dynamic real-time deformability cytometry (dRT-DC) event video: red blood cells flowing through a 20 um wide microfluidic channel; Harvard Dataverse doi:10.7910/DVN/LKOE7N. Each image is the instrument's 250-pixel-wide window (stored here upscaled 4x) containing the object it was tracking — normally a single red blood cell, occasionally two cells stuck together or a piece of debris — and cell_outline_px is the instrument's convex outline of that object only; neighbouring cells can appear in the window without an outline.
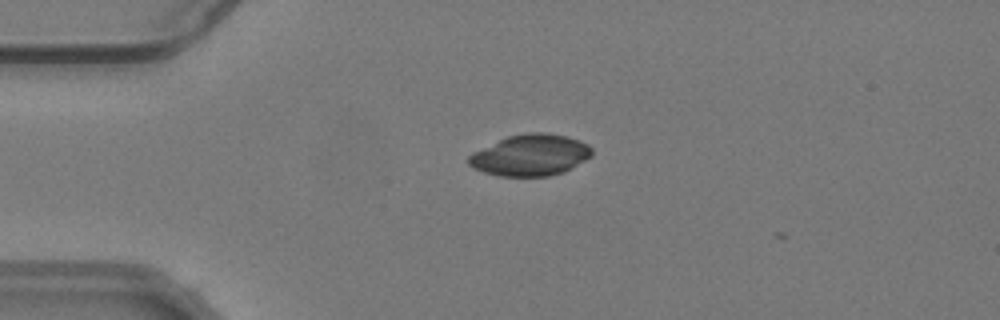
{"species": "common noctule bat (a hibernating species)", "species_latin": "Nyctalus noctula", "temperature_condition": "warm", "stored_images_in_passage": 15, "camera_frame_rate_fps": 3000, "um_per_image_px": 0.085, "animal": {"sex": "male", "body_mass_g": 19.2, "forearm_length_mm": 51.8}, "frame": {"image": 1, "passage_image": 14, "time_ms": 4.333, "image_size_px": [1000, 320], "cell_outline_px": [[592, 156], [564, 172], [548, 176], [496, 176], [472, 168], [468, 164], [468, 156], [472, 152], [508, 136], [528, 132], [548, 132], [568, 136], [580, 140], [588, 144], [592, 148]], "centroid_in_image_um": [45.09, 13.18], "position_along_channel_um": 39.9, "area_um2": 29.94}}